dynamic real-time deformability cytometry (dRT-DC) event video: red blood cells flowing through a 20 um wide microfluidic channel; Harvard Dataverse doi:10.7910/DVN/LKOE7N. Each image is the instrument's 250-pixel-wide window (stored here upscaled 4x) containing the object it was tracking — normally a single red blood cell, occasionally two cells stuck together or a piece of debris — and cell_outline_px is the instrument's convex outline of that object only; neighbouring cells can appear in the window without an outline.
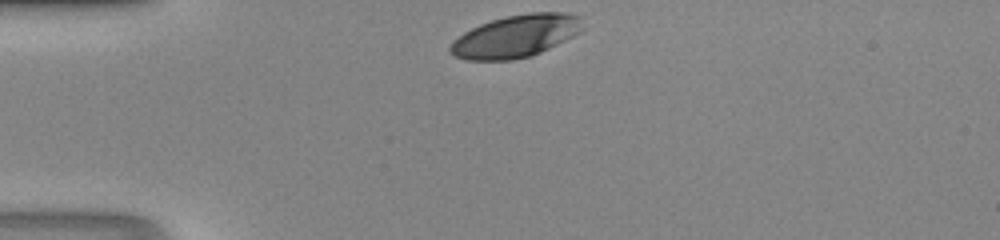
{"species": "human", "species_latin": "Homo sapiens", "temperature_condition": "room temperature", "stored_images_in_passage": 27, "camera_frame_rate_fps": 3000, "um_per_image_px": 0.085, "donor": {"sex": "male"}, "frame": {"image": 1, "passage_image": 1, "time_ms": 0.0, "image_size_px": [1000, 240], "cell_outline_px": [[580, 32], [540, 52], [528, 56], [512, 60], [464, 60], [448, 52], [448, 48], [452, 40], [464, 32], [480, 24], [492, 20], [508, 16], [528, 12], [564, 12], [580, 16]], "centroid_in_image_um": [43.78, 3.07], "position_along_channel_um": 41.2, "area_um2": 32.43}}
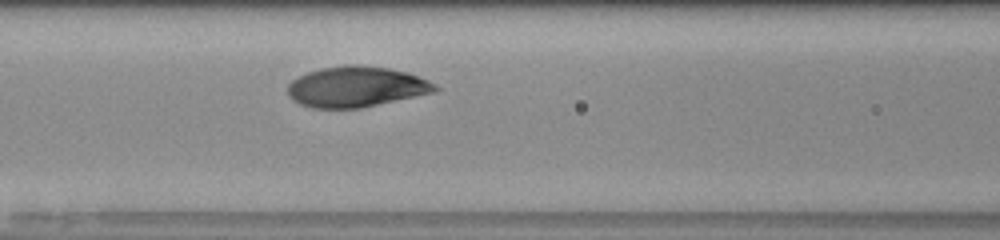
{"frame": {"image": 2, "passage_image": 10, "time_ms": 3.0, "image_size_px": [1000, 240], "cell_outline_px": [[440, 88], [436, 92], [360, 108], [312, 108], [300, 104], [292, 100], [288, 96], [288, 84], [292, 80], [308, 72], [320, 68], [348, 64], [360, 64], [388, 68], [408, 72], [428, 80], [436, 84]], "centroid_in_image_um": [30.29, 7.37], "position_along_channel_um": 136.3, "area_um2": 35.08}}
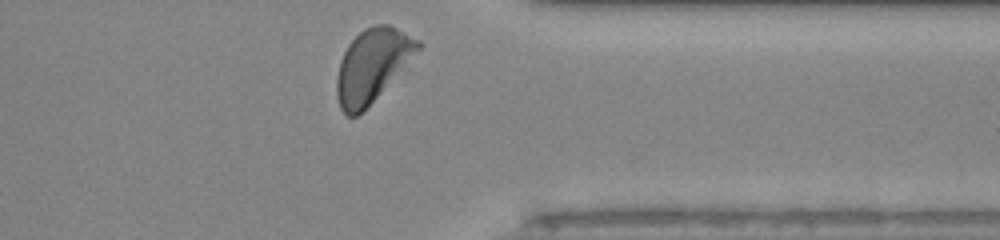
{"frame": {"image": 3, "passage_image": 27, "time_ms": 8.667, "image_size_px": [1000, 240], "cell_outline_px": [[424, 44], [376, 96], [356, 116], [348, 116], [340, 108], [336, 96], [336, 80], [340, 60], [348, 44], [364, 28], [372, 24], [388, 24], [420, 40]], "centroid_in_image_um": [31.61, 5.51], "position_along_channel_um": 379.8, "area_um2": 33.64}}